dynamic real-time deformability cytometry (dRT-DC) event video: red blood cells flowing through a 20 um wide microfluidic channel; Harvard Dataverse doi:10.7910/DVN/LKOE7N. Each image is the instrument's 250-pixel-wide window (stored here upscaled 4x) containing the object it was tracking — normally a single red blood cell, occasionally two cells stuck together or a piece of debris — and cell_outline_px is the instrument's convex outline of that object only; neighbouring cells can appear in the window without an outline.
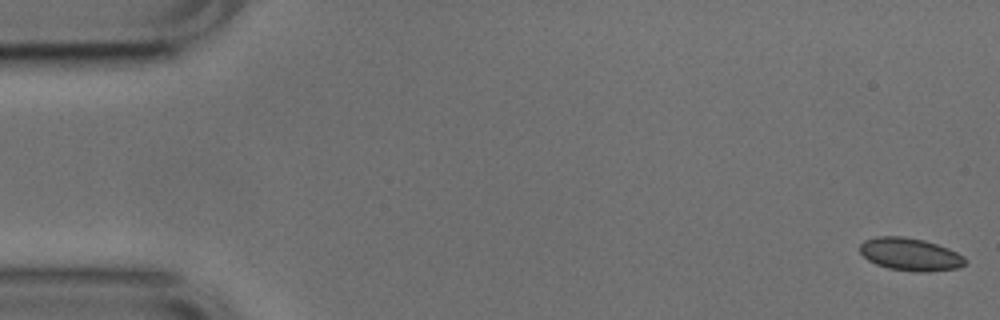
{"species": "common noctule bat (a hibernating species)", "species_latin": "Nyctalus noctula", "temperature_condition": "cold", "stored_images_in_passage": 10, "camera_frame_rate_fps": 3000, "um_per_image_px": 0.085, "animal": {"sex": "male", "body_mass_g": 17.9, "forearm_length_mm": 54.2}, "frame": {"image": 1, "passage_image": 1, "time_ms": 0.0, "image_size_px": [1000, 320], "cell_outline_px": [[968, 260], [960, 268], [928, 272], [920, 272], [888, 268], [876, 264], [868, 260], [860, 252], [860, 244], [864, 240], [876, 236], [904, 236], [924, 240], [948, 248], [964, 256]], "centroid_in_image_um": [77.38, 21.61], "position_along_channel_um": 7.6, "area_um2": 20.17}}